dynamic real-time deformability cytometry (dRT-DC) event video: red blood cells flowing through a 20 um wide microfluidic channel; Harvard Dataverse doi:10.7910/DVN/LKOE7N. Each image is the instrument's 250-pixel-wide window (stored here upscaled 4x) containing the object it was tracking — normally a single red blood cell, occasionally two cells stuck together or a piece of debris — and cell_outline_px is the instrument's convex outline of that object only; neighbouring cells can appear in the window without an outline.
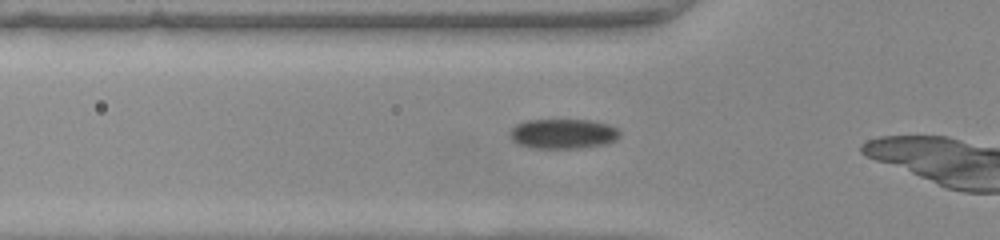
{"species": "common noctule bat (a hibernating species)", "species_latin": "Nyctalus noctula", "temperature_condition": "warm", "stored_images_in_passage": 10, "camera_frame_rate_fps": 3000, "um_per_image_px": 0.085, "animal": {"sex": "female", "body_mass_g": 22.0, "forearm_length_mm": 56.7}, "frame": {"image": 1, "passage_image": 5, "time_ms": 1.333, "image_size_px": [1000, 240], "cell_outline_px": [[620, 136], [616, 140], [604, 144], [580, 148], [536, 148], [520, 144], [512, 136], [512, 128], [516, 124], [528, 120], [588, 120], [608, 124], [616, 128], [620, 132]], "centroid_in_image_um": [47.93, 11.36], "position_along_channel_um": 77.9, "area_um2": 18.73}}